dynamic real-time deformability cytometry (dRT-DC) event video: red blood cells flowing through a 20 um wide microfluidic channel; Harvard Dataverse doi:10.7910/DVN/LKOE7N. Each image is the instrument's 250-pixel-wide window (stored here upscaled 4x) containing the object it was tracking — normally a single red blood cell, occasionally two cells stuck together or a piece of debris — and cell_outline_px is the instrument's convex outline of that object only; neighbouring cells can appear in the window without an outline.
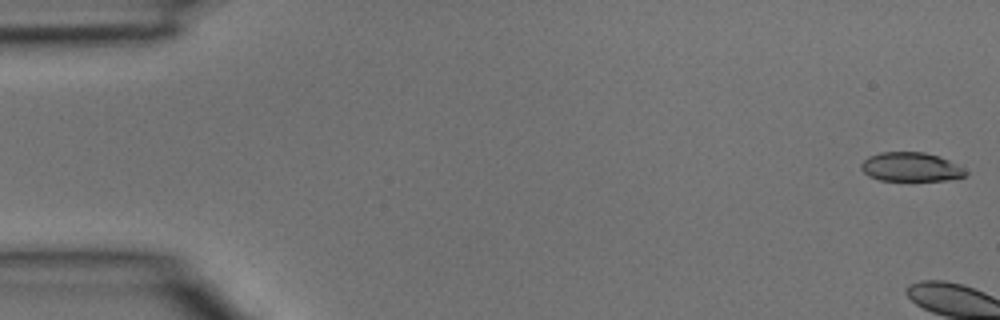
{"species": "common noctule bat (a hibernating species)", "species_latin": "Nyctalus noctula", "temperature_condition": "room temperature", "stored_images_in_passage": 5, "camera_frame_rate_fps": 3000, "um_per_image_px": 0.085, "animal": {"sex": "male", "body_mass_g": 15.6}, "frame": {"image": 1, "passage_image": 1, "time_ms": 0.0, "image_size_px": [1000, 320], "cell_outline_px": [[968, 172], [964, 176], [948, 180], [880, 180], [868, 176], [860, 168], [860, 164], [868, 156], [880, 152], [924, 152], [940, 156], [956, 164]], "centroid_in_image_um": [77.39, 14.18], "position_along_channel_um": 7.6, "area_um2": 17.63}}
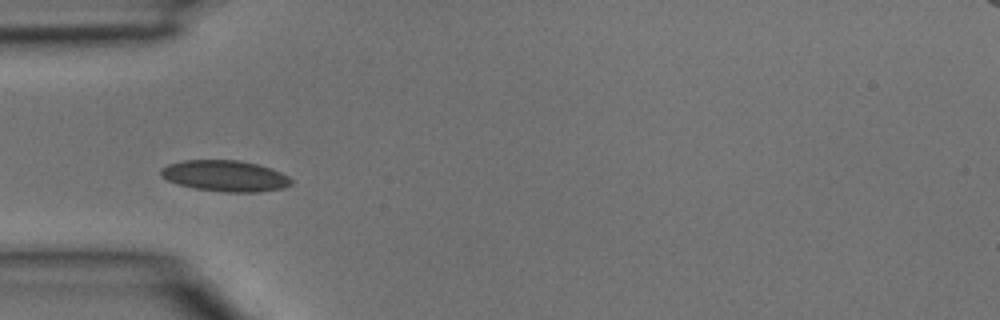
{"frame": {"image": 2, "passage_image": 5, "time_ms": 1.333, "image_size_px": [1000, 320], "cell_outline_px": [[292, 184], [284, 188], [260, 192], [224, 192], [196, 188], [176, 184], [160, 176], [160, 168], [168, 164], [184, 160], [240, 160], [260, 164], [280, 172], [288, 176], [292, 180]], "centroid_in_image_um": [19.14, 14.95], "position_along_channel_um": 65.9, "area_um2": 23.81}}